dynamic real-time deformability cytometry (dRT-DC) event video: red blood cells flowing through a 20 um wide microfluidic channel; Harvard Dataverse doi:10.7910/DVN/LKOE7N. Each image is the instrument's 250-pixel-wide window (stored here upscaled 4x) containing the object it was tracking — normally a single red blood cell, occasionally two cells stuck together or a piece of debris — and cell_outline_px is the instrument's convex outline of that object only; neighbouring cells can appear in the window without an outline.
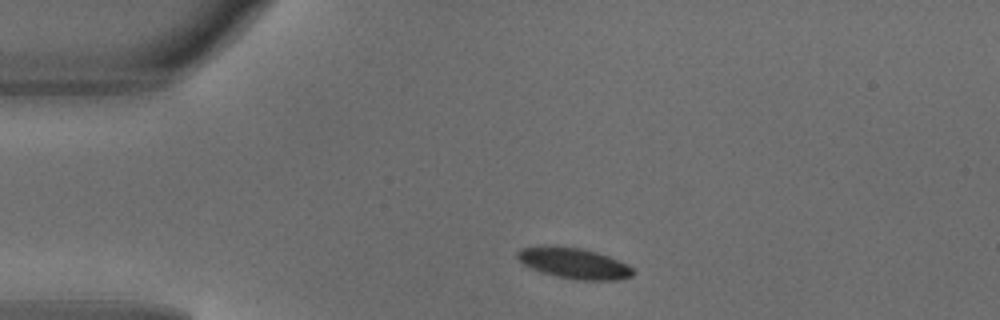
{"species": "common noctule bat (a hibernating species)", "species_latin": "Nyctalus noctula", "temperature_condition": "warm", "stored_images_in_passage": 1, "camera_frame_rate_fps": 3000, "um_per_image_px": 0.085, "animal": {"sex": "male", "body_mass_g": 18.8}, "frame": {"image": 1, "passage_image": 1, "time_ms": 0.0, "image_size_px": [1000, 320], "cell_outline_px": [[636, 272], [632, 276], [616, 280], [576, 280], [556, 276], [540, 272], [524, 264], [516, 256], [516, 252], [520, 248], [580, 248], [596, 252], [608, 256], [632, 268]], "centroid_in_image_um": [48.82, 22.42], "position_along_channel_um": 36.2, "area_um2": 19.94}}